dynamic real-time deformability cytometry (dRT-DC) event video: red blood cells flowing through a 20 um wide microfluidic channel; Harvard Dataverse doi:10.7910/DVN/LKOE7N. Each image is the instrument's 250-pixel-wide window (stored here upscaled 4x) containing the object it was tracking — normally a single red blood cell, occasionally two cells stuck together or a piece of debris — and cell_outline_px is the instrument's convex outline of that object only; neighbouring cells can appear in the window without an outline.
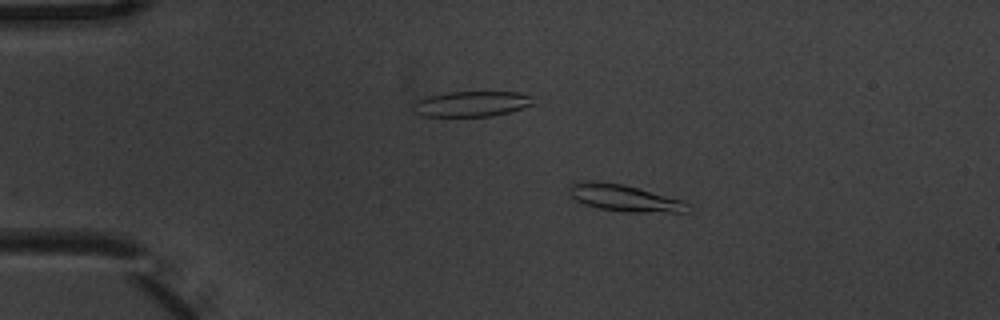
{"species": "common noctule bat (a hibernating species)", "species_latin": "Nyctalus noctula", "temperature_condition": "warm", "stored_images_in_passage": 7, "camera_frame_rate_fps": 3000, "um_per_image_px": 0.085, "animal": {"sex": "male", "body_mass_g": 20.1, "forearm_length_mm": 53.5}, "frame": {"image": 1, "passage_image": 4, "time_ms": 1.0, "image_size_px": [1000, 320], "cell_outline_px": [[692, 212], [624, 212], [600, 208], [584, 204], [576, 200], [568, 192], [568, 188], [572, 184], [580, 180], [596, 180], [624, 184], [684, 200], [692, 208]], "centroid_in_image_um": [53.1, 16.82], "position_along_channel_um": 31.9, "area_um2": 18.84}}
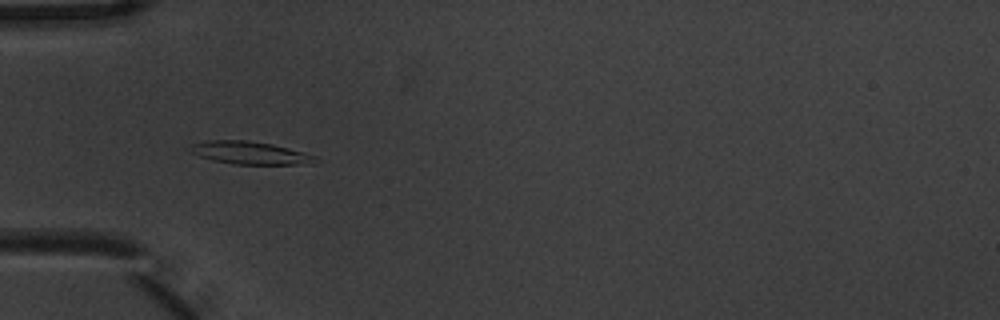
{"frame": {"image": 2, "passage_image": 6, "time_ms": 1.667, "image_size_px": [1000, 320], "cell_outline_px": [[316, 156], [312, 164], [232, 164], [212, 160], [200, 156], [192, 152], [188, 148], [192, 144], [208, 140], [248, 140], [272, 144], [304, 152]], "centroid_in_image_um": [21.22, 12.99], "position_along_channel_um": 63.8, "area_um2": 16.47}}